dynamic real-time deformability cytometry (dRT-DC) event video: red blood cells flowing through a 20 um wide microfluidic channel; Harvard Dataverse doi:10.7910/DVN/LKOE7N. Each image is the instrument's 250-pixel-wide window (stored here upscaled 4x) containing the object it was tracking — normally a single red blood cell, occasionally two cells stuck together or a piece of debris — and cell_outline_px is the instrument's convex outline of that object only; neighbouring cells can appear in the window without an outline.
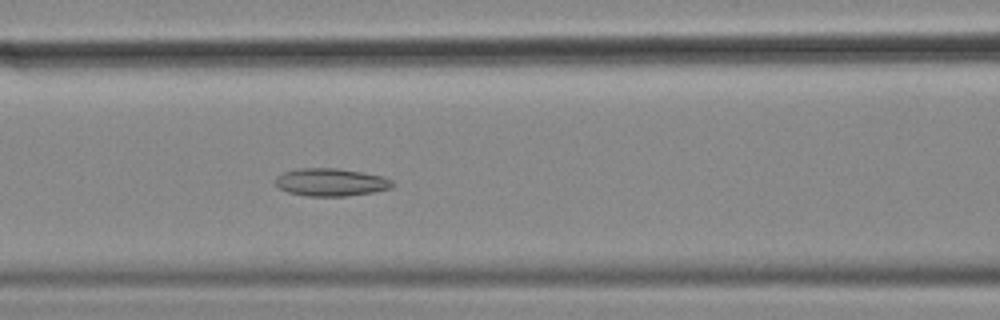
{"species": "common noctule bat (a hibernating species)", "species_latin": "Nyctalus noctula", "temperature_condition": "cold", "stored_images_in_passage": 57, "camera_frame_rate_fps": 3000, "um_per_image_px": 0.085, "animal": {"sex": "female", "body_mass_g": 18.4}, "frame": {"image": 1, "passage_image": 24, "time_ms": 7.667, "image_size_px": [1000, 320], "cell_outline_px": [[396, 184], [392, 188], [372, 192], [348, 196], [308, 196], [288, 192], [280, 188], [276, 184], [276, 176], [284, 172], [300, 168], [336, 168], [384, 176], [392, 180]], "centroid_in_image_um": [28.16, 15.49], "position_along_channel_um": 138.4, "area_um2": 18.9}}
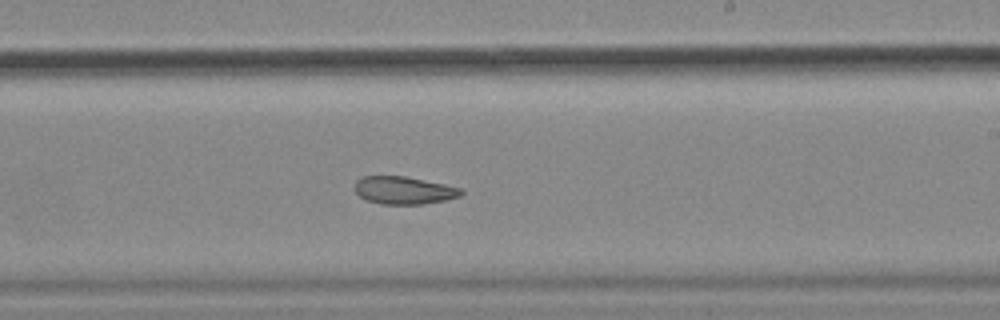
{"frame": {"image": 2, "passage_image": 34, "time_ms": 11.0, "image_size_px": [1000, 320], "cell_outline_px": [[464, 192], [460, 196], [444, 200], [424, 204], [380, 204], [368, 200], [360, 196], [356, 192], [356, 180], [364, 176], [404, 176], [444, 184], [460, 188]], "centroid_in_image_um": [34.33, 16.18], "position_along_channel_um": 254.7, "area_um2": 16.94}}
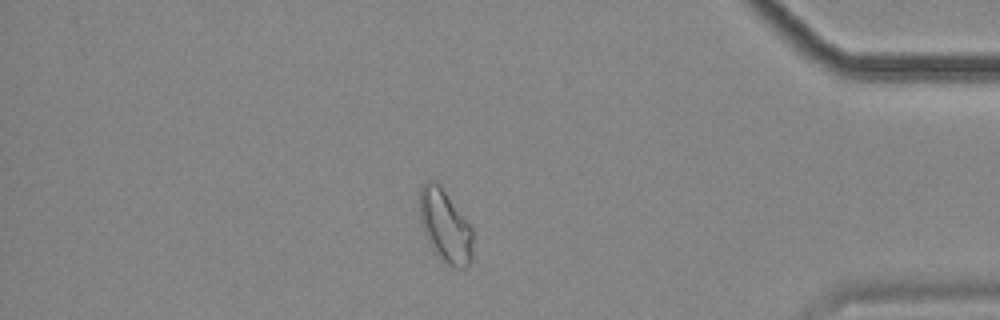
{"frame": {"image": 3, "passage_image": 49, "time_ms": 16.0, "image_size_px": [1000, 320], "cell_outline_px": [[472, 260], [464, 268], [460, 268], [444, 264], [440, 260], [432, 248], [424, 232], [420, 220], [420, 188], [428, 180], [432, 180], [440, 184], [472, 228]], "centroid_in_image_um": [37.84, 19.23], "position_along_channel_um": 397.4, "area_um2": 22.43}, "authors_computed_cell_mechanics": {"area_um2": 21.8484, "velocity_mm_per_s": 3.509, "shape_relaxation_time_tau1_ms": null, "shape_relaxation_time_tau2_ms": 4.9222, "deformation_change_tau1": null, "deformation_change_tau2": 0.1033}}